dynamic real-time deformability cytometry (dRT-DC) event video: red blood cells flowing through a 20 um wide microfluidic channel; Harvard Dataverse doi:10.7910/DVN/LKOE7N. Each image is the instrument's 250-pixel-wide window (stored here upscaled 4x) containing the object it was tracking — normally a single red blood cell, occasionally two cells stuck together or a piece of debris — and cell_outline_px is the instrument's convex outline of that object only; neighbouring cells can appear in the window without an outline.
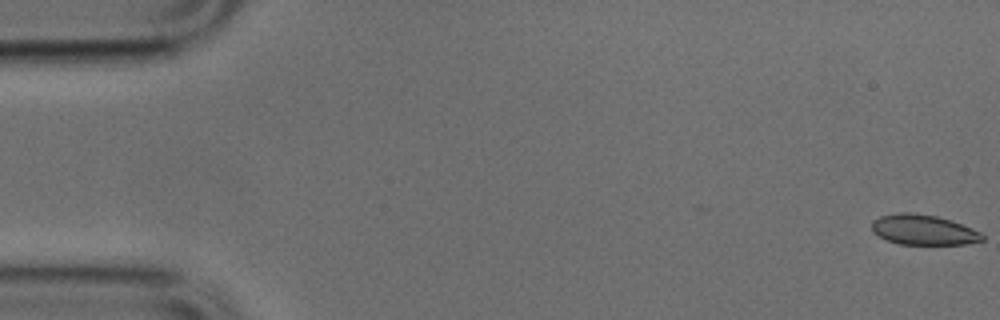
{"species": "common noctule bat (a hibernating species)", "species_latin": "Nyctalus noctula", "temperature_condition": "cold", "stored_images_in_passage": 51, "camera_frame_rate_fps": 3000, "um_per_image_px": 0.085, "animal": {"sex": "male", "body_mass_g": 17.9, "forearm_length_mm": 54.2}, "frame": {"image": 1, "passage_image": 1, "time_ms": 0.0, "image_size_px": [1000, 320], "cell_outline_px": [[984, 240], [964, 244], [900, 244], [888, 240], [872, 232], [872, 220], [880, 216], [900, 212], [912, 212], [936, 216], [952, 220], [972, 228], [980, 232], [984, 236]], "centroid_in_image_um": [78.49, 19.52], "position_along_channel_um": 6.5, "area_um2": 19.42}}
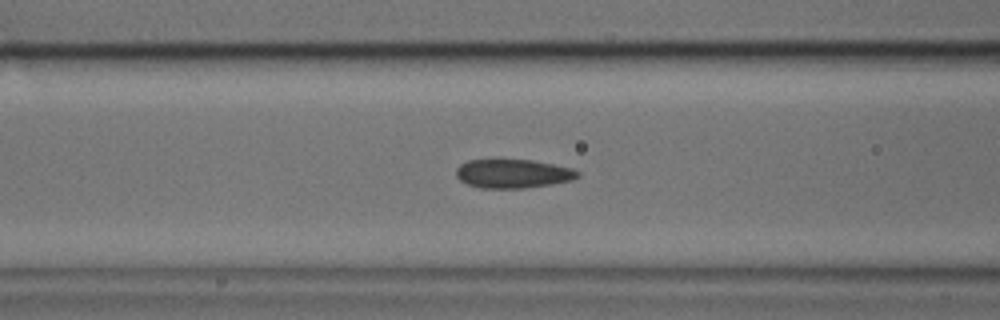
{"frame": {"image": 2, "passage_image": 20, "time_ms": 6.333, "image_size_px": [1000, 320], "cell_outline_px": [[580, 176], [572, 180], [552, 184], [524, 188], [480, 188], [468, 184], [460, 180], [456, 176], [456, 168], [460, 164], [468, 160], [532, 160], [572, 168], [580, 172]], "centroid_in_image_um": [43.6, 14.76], "position_along_channel_um": 123.0, "area_um2": 20.4}}
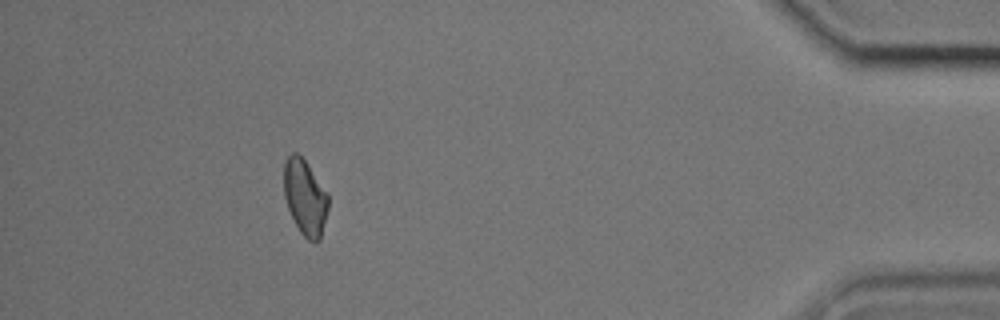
{"frame": {"image": 3, "passage_image": 46, "time_ms": 15.0, "image_size_px": [1000, 320], "cell_outline_px": [[328, 208], [320, 240], [316, 244], [308, 240], [300, 232], [288, 208], [284, 196], [284, 164], [288, 156], [292, 152], [296, 152], [304, 160], [328, 192]], "centroid_in_image_um": [25.94, 16.79], "position_along_channel_um": 409.3, "area_um2": 19.48}}